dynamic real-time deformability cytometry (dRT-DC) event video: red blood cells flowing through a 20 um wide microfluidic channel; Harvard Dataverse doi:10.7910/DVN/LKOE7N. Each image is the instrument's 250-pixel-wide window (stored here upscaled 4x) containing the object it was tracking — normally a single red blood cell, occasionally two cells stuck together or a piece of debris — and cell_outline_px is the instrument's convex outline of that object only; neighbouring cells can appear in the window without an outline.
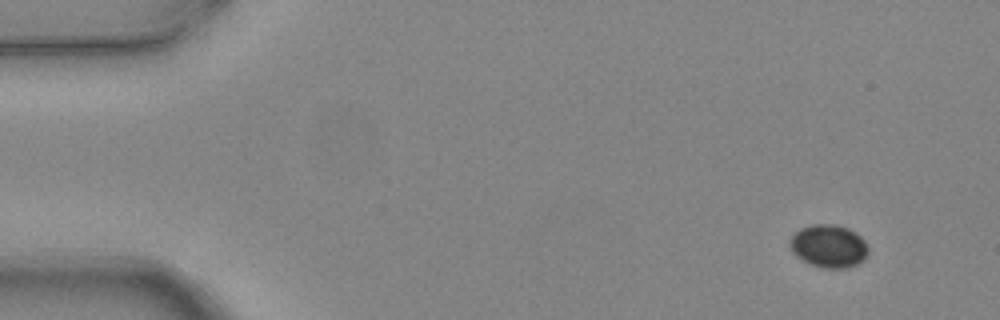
{"species": "common noctule bat (a hibernating species)", "species_latin": "Nyctalus noctula", "temperature_condition": "warm", "stored_images_in_passage": 4, "camera_frame_rate_fps": 3000, "um_per_image_px": 0.085, "animal": {"sex": "female", "body_mass_g": 24.6, "forearm_length_mm": 56.2}, "frame": {"image": 1, "passage_image": 1, "time_ms": 0.0, "image_size_px": [1000, 320], "cell_outline_px": [[868, 252], [864, 260], [848, 268], [824, 268], [812, 264], [796, 256], [792, 252], [792, 236], [800, 228], [812, 224], [836, 224], [848, 228], [856, 232], [864, 240], [868, 248]], "centroid_in_image_um": [70.48, 20.91], "position_along_channel_um": 14.5, "area_um2": 19.42}}
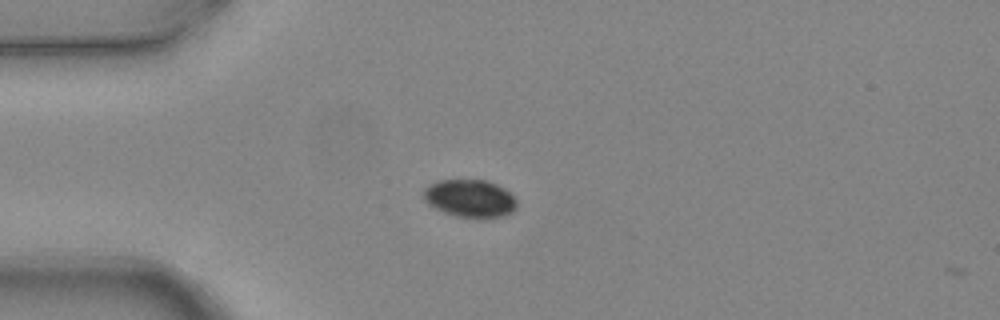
{"frame": {"image": 2, "passage_image": 3, "time_ms": 0.667, "image_size_px": [1000, 320], "cell_outline_px": [[516, 208], [512, 212], [504, 216], [484, 220], [476, 220], [456, 216], [444, 212], [428, 204], [424, 200], [424, 188], [428, 184], [440, 180], [484, 180], [496, 184], [504, 188], [516, 200]], "centroid_in_image_um": [39.95, 16.9], "position_along_channel_um": 45.0, "area_um2": 20.87}}